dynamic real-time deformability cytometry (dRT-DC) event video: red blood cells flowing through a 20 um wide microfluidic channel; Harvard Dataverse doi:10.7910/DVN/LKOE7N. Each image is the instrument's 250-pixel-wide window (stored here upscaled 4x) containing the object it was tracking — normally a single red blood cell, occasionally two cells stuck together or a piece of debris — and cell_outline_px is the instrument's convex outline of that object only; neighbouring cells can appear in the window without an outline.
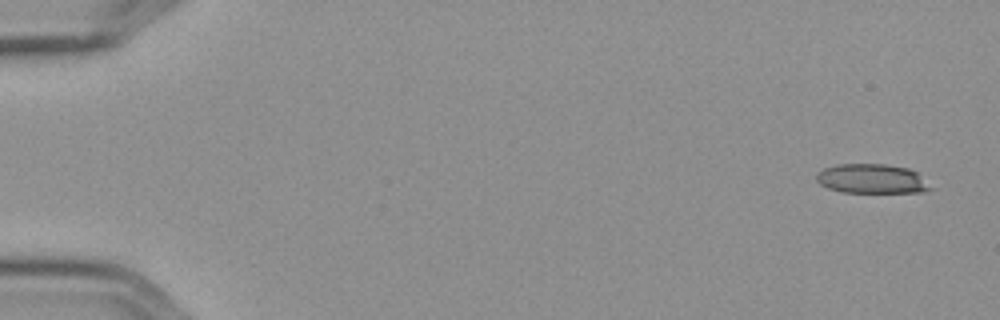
{"species": "Egyptian fruit bat (a non-hibernating species)", "species_latin": "Rousettus aegyptiacus", "temperature_condition": "cold", "stored_images_in_passage": 5, "segment_of_instrument_passage": [2, 2], "camera_frame_rate_fps": 3000, "um_per_image_px": 0.085, "frame": {"image": 1, "passage_image": 5, "time_ms": 1.333, "image_size_px": [1000, 320], "cell_outline_px": [[936, 188], [924, 192], [844, 192], [828, 188], [820, 184], [816, 180], [816, 172], [824, 168], [836, 164], [884, 164], [908, 168], [916, 172]], "centroid_in_image_um": [74.13, 15.19], "position_along_channel_um": 10.9, "area_um2": 19.71}}